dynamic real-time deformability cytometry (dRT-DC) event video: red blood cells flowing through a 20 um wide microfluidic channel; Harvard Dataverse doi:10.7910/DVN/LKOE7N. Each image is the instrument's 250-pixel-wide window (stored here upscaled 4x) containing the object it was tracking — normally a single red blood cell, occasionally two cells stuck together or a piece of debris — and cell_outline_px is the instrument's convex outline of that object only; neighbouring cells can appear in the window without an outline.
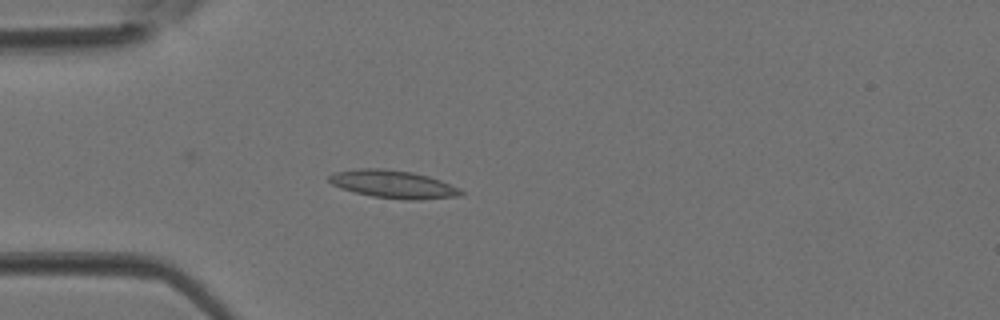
{"species": "Egyptian fruit bat (a non-hibernating species)", "species_latin": "Rousettus aegyptiacus", "temperature_condition": "room temperature", "stored_images_in_passage": 2, "camera_frame_rate_fps": 3000, "um_per_image_px": 0.085, "animal": {"sex": "female"}, "frame": {"image": 1, "passage_image": 2, "time_ms": 0.333, "image_size_px": [1000, 320], "cell_outline_px": [[464, 192], [460, 196], [420, 200], [404, 200], [372, 196], [340, 188], [332, 184], [328, 180], [328, 176], [332, 172], [360, 168], [384, 168], [412, 172], [428, 176], [440, 180], [460, 188]], "centroid_in_image_um": [33.42, 15.66], "position_along_channel_um": 51.6, "area_um2": 21.56}}